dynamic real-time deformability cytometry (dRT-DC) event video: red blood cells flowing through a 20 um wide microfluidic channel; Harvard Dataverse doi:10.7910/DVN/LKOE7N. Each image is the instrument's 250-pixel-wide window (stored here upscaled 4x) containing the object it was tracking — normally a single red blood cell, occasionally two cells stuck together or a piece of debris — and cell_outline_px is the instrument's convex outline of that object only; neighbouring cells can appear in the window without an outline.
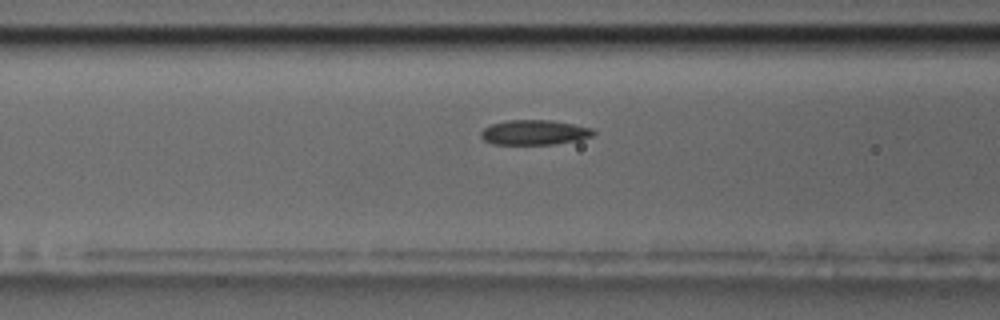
{"species": "common noctule bat (a hibernating species)", "species_latin": "Nyctalus noctula", "temperature_condition": "room temperature", "stored_images_in_passage": 44, "camera_frame_rate_fps": 3000, "um_per_image_px": 0.085, "animal": {"sex": "male", "body_mass_g": 17.5, "forearm_length_mm": 52.3}, "frame": {"image": 1, "passage_image": 12, "time_ms": 3.667, "image_size_px": [1000, 320], "cell_outline_px": [[596, 132], [592, 136], [580, 140], [552, 144], [492, 144], [484, 140], [480, 136], [480, 132], [484, 128], [492, 124], [508, 120], [552, 120], [592, 128]], "centroid_in_image_um": [45.42, 11.25], "position_along_channel_um": 121.2, "area_um2": 16.3}}
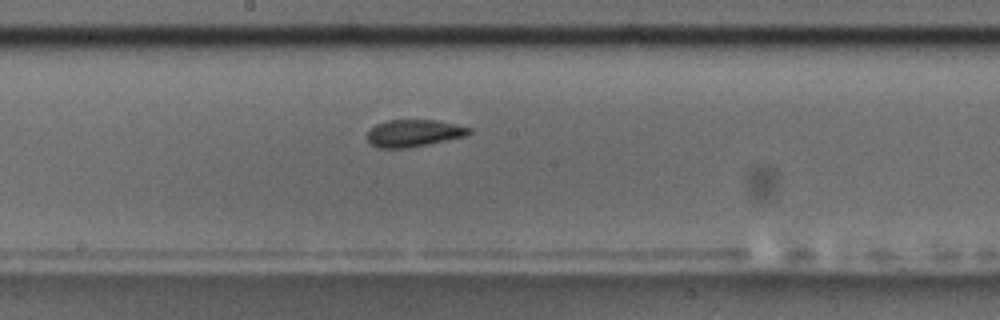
{"frame": {"image": 2, "passage_image": 20, "time_ms": 6.333, "image_size_px": [1000, 320], "cell_outline_px": [[472, 132], [464, 136], [428, 144], [408, 148], [376, 148], [368, 144], [368, 132], [376, 124], [388, 120], [436, 120], [456, 124], [472, 128]], "centroid_in_image_um": [35.15, 11.32], "position_along_channel_um": 213.0, "area_um2": 16.13}}
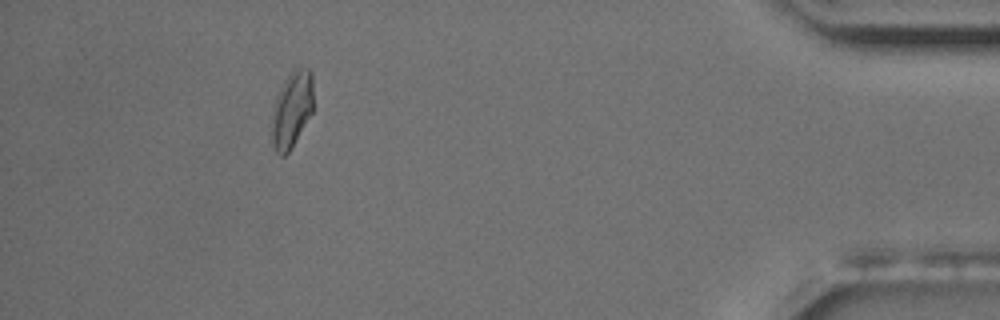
{"frame": {"image": 3, "passage_image": 42, "time_ms": 13.667, "image_size_px": [1000, 320], "cell_outline_px": [[312, 112], [288, 152], [284, 156], [280, 156], [276, 152], [272, 140], [272, 108], [276, 96], [288, 72], [296, 64], [308, 68], [312, 72]], "centroid_in_image_um": [24.79, 9.2], "position_along_channel_um": 410.4, "area_um2": 18.61}, "authors_computed_cell_mechanics": {"area_um2": 16.4152, "velocity_mm_per_s": 3.4558, "shape_relaxation_time_tau1_ms": 8.3278, "shape_relaxation_time_tau2_ms": 2.286, "deformation_change_tau1": 0.1758, "deformation_change_tau2": 0.0836}}